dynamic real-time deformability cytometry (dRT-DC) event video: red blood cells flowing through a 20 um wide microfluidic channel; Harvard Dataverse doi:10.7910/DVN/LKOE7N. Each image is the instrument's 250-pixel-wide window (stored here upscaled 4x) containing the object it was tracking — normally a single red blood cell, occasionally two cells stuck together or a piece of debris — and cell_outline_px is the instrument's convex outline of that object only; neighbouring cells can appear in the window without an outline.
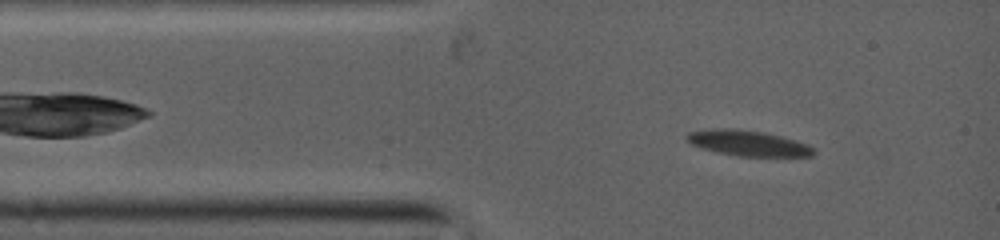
{"species": "common noctule bat (a hibernating species)", "species_latin": "Nyctalus noctula", "temperature_condition": "warm", "stored_images_in_passage": 5, "camera_frame_rate_fps": 5000, "um_per_image_px": 0.085, "animal": {"sex": "female", "body_mass_g": 19.0, "forearm_length_mm": 53.3}, "frame": {"image": 1, "passage_image": 2, "time_ms": 0.8, "image_size_px": [1000, 240], "cell_outline_px": [[812, 156], [740, 156], [720, 152], [704, 148], [692, 144], [684, 136], [688, 132], [756, 132], [776, 136], [808, 144], [812, 148]], "centroid_in_image_um": [63.67, 12.25], "position_along_channel_um": 21.3, "area_um2": 16.82}}
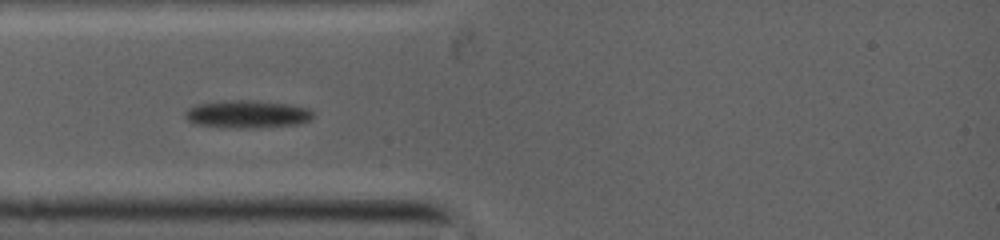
{"frame": {"image": 2, "passage_image": 4, "time_ms": 2.4, "image_size_px": [1000, 240], "cell_outline_px": [[312, 120], [296, 124], [244, 128], [220, 128], [196, 124], [188, 120], [188, 108], [200, 104], [292, 104], [308, 108], [312, 112]], "centroid_in_image_um": [21.09, 9.79], "position_along_channel_um": 63.9, "area_um2": 18.79}}
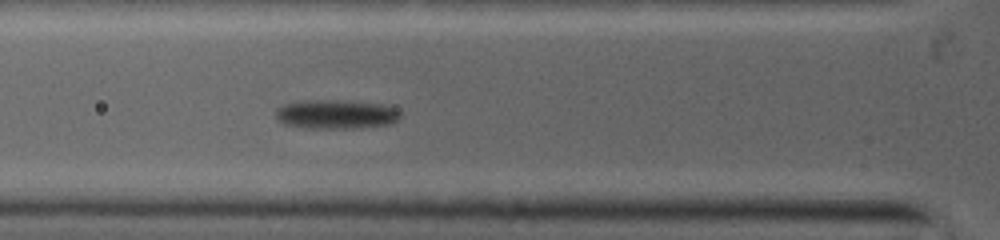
{"frame": {"image": 3, "passage_image": 5, "time_ms": 3.2, "image_size_px": [1000, 240], "cell_outline_px": [[400, 116], [392, 124], [344, 128], [312, 128], [288, 124], [280, 120], [276, 116], [276, 112], [280, 108], [288, 104], [376, 104], [392, 108], [400, 112]], "centroid_in_image_um": [28.65, 9.81], "position_along_channel_um": 97.1, "area_um2": 18.5}}